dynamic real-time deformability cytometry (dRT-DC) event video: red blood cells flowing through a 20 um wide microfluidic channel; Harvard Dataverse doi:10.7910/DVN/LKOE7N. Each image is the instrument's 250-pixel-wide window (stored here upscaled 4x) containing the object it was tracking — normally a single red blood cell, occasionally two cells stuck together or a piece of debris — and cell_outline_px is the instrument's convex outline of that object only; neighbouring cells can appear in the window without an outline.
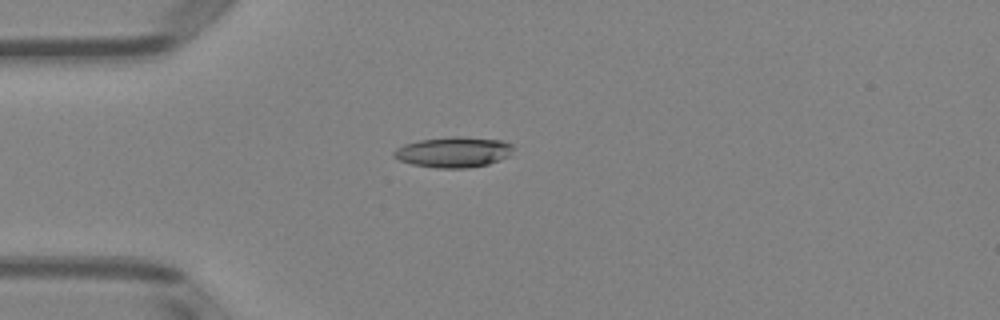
{"species": "Egyptian fruit bat (a non-hibernating species)", "species_latin": "Rousettus aegyptiacus", "temperature_condition": "room temperature", "stored_images_in_passage": 38, "camera_frame_rate_fps": 3000, "um_per_image_px": 0.085, "animal": {"sex": "female"}, "frame": {"image": 1, "passage_image": 1, "time_ms": 0.0, "image_size_px": [1000, 320], "cell_outline_px": [[512, 156], [488, 164], [468, 168], [436, 168], [412, 164], [400, 160], [392, 156], [392, 152], [396, 148], [404, 144], [420, 140], [452, 136], [460, 136], [500, 140], [512, 144]], "centroid_in_image_um": [38.55, 12.93], "position_along_channel_um": 46.4, "area_um2": 21.39}}
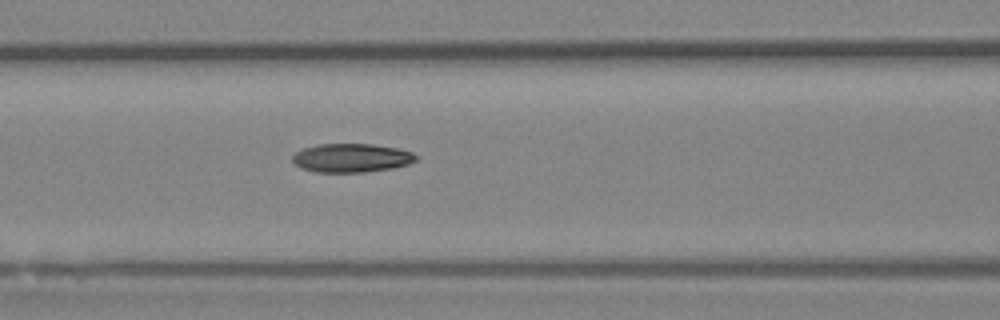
{"frame": {"image": 2, "passage_image": 9, "time_ms": 2.667, "image_size_px": [1000, 320], "cell_outline_px": [[420, 156], [416, 160], [408, 164], [392, 168], [364, 172], [316, 172], [300, 168], [292, 160], [292, 156], [296, 152], [304, 148], [320, 144], [372, 144], [396, 148], [412, 152]], "centroid_in_image_um": [29.88, 13.42], "position_along_channel_um": 136.7, "area_um2": 20.63}}
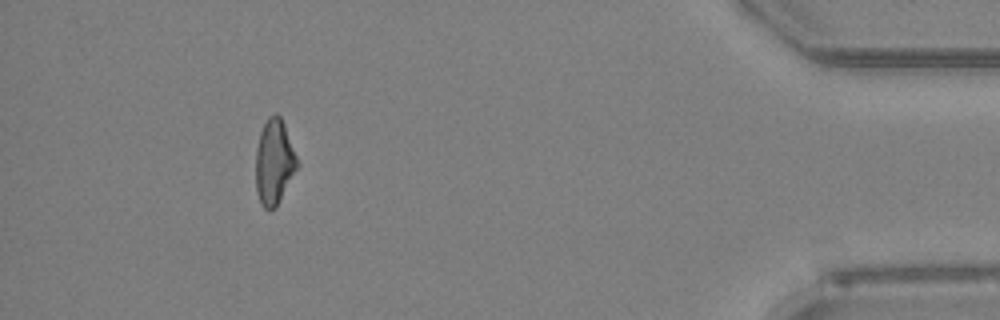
{"frame": {"image": 3, "passage_image": 34, "time_ms": 11.0, "image_size_px": [1000, 320], "cell_outline_px": [[300, 164], [276, 208], [264, 208], [260, 204], [256, 192], [256, 148], [260, 132], [268, 116], [276, 112], [280, 116], [284, 124]], "centroid_in_image_um": [23.31, 13.77], "position_along_channel_um": 411.9, "area_um2": 20.75}, "authors_computed_cell_mechanics": {"area_um2": 20.7502, "velocity_mm_per_s": 4.0241, "shape_relaxation_time_tau1_ms": 4.4086, "shape_relaxation_time_tau2_ms": 4.0323, "deformation_change_tau1": 0.1689, "deformation_change_tau2": 0.1309}}